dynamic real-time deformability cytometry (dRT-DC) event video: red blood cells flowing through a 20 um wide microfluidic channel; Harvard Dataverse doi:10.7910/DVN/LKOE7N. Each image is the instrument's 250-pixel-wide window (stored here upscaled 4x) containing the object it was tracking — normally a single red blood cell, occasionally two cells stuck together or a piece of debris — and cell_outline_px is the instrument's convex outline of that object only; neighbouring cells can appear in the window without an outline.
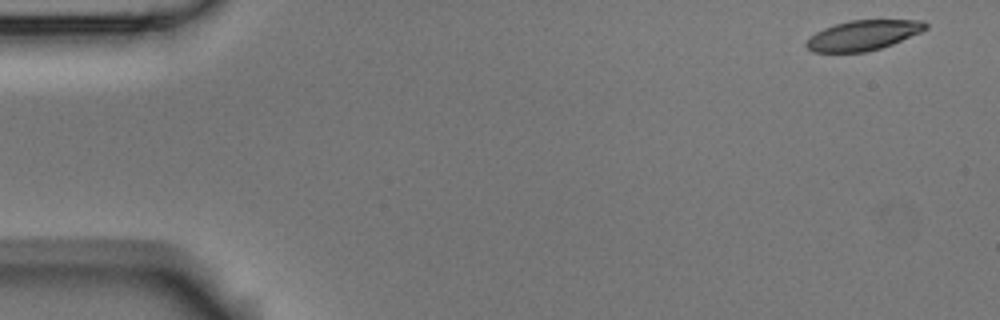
{"species": "Egyptian fruit bat (a non-hibernating species)", "species_latin": "Rousettus aegyptiacus", "temperature_condition": "room temperature", "stored_images_in_passage": 3, "camera_frame_rate_fps": 3000, "um_per_image_px": 0.085, "animal": {"sex": "male"}, "frame": {"image": 1, "passage_image": 1, "time_ms": 0.0, "image_size_px": [1000, 320], "cell_outline_px": [[928, 28], [920, 32], [892, 44], [880, 48], [864, 52], [812, 52], [804, 44], [816, 32], [824, 28], [848, 20], [924, 20], [928, 24]], "centroid_in_image_um": [73.38, 2.99], "position_along_channel_um": 11.6, "area_um2": 20.69}}